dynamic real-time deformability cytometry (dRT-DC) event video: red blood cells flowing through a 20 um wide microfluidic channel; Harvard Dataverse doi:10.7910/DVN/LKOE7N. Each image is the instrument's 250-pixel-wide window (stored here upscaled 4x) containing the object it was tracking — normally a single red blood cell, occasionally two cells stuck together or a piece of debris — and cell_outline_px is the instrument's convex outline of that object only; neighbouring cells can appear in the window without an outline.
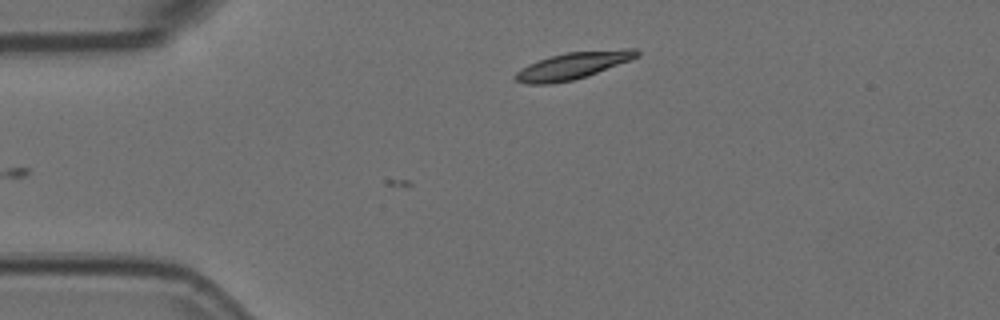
{"species": "Egyptian fruit bat (a non-hibernating species)", "species_latin": "Rousettus aegyptiacus", "temperature_condition": "room temperature", "stored_images_in_passage": 3, "camera_frame_rate_fps": 3000, "um_per_image_px": 0.085, "animal": {"sex": "female"}, "frame": {"image": 1, "passage_image": 3, "time_ms": 0.667, "image_size_px": [1000, 320], "cell_outline_px": [[640, 56], [588, 76], [572, 80], [552, 84], [524, 84], [516, 80], [512, 76], [520, 68], [528, 64], [552, 56], [568, 52], [624, 48], [636, 48], [640, 52]], "centroid_in_image_um": [48.71, 5.58], "position_along_channel_um": 36.3, "area_um2": 19.19}}